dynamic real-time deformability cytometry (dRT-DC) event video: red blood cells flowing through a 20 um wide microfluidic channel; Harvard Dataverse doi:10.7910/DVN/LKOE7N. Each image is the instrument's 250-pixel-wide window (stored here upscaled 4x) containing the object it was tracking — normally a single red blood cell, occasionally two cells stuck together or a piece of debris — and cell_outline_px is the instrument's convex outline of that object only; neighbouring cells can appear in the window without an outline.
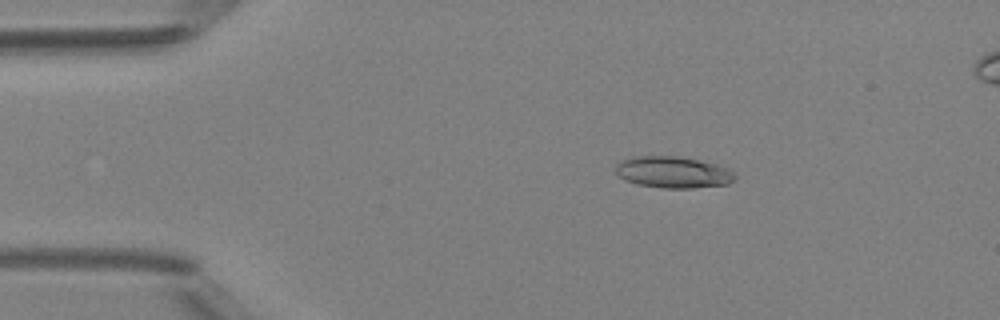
{"species": "Egyptian fruit bat (a non-hibernating species)", "species_latin": "Rousettus aegyptiacus", "temperature_condition": "room temperature", "stored_images_in_passage": 3, "camera_frame_rate_fps": 3000, "um_per_image_px": 0.085, "animal": {"sex": "female"}, "frame": {"image": 1, "passage_image": 1, "time_ms": 0.0, "image_size_px": [1000, 320], "cell_outline_px": [[736, 176], [728, 184], [692, 188], [660, 188], [636, 184], [624, 180], [616, 176], [616, 164], [620, 160], [632, 156], [676, 156], [716, 164], [728, 168], [736, 172]], "centroid_in_image_um": [57.17, 14.64], "position_along_channel_um": 27.8, "area_um2": 22.14}}